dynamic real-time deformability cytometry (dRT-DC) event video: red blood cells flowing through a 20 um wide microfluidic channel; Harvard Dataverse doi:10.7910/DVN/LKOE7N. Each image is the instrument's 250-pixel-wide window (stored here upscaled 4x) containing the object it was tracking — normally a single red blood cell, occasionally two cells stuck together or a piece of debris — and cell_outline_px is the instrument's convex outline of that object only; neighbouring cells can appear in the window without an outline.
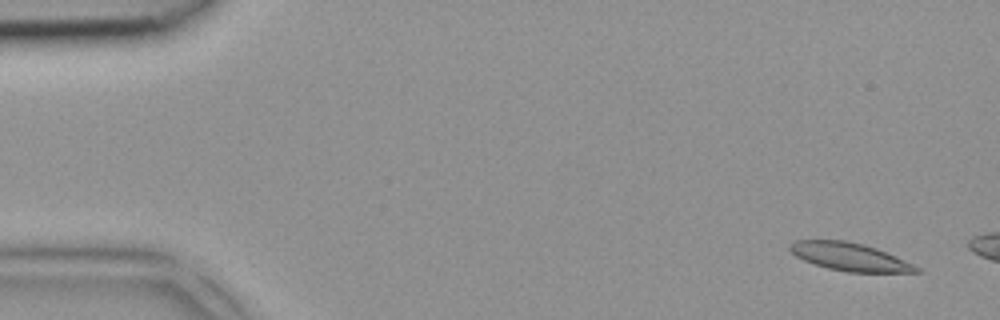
{"species": "common noctule bat (a hibernating species)", "species_latin": "Nyctalus noctula", "temperature_condition": "room temperature", "stored_images_in_passage": 2, "camera_frame_rate_fps": 3000, "um_per_image_px": 0.085, "animal": {"sex": "female", "body_mass_g": 18.4}, "frame": {"image": 1, "passage_image": 1, "time_ms": 0.0, "image_size_px": [1000, 320], "cell_outline_px": [[920, 272], [848, 272], [828, 268], [804, 260], [796, 256], [788, 248], [796, 240], [844, 240], [864, 244], [876, 248], [896, 256], [920, 268]], "centroid_in_image_um": [72.23, 21.82], "position_along_channel_um": 12.8, "area_um2": 20.29}}